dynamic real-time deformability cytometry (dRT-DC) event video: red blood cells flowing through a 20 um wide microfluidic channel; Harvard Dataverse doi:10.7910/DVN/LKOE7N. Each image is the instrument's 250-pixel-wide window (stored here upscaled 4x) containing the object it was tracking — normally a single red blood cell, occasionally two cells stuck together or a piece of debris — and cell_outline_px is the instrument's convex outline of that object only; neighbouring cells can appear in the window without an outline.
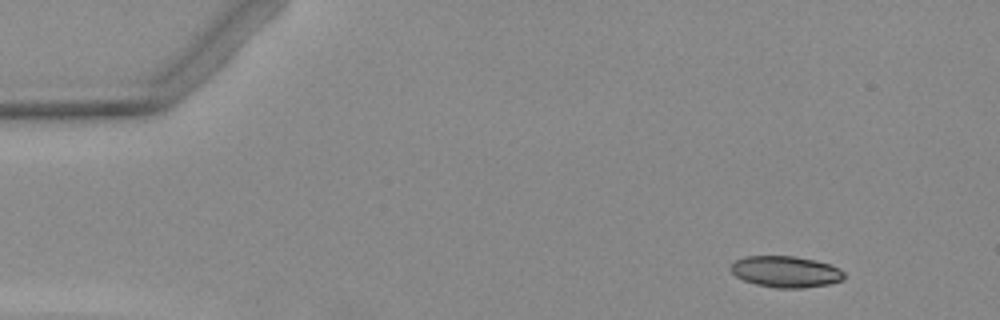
{"species": "Egyptian fruit bat (a non-hibernating species)", "species_latin": "Rousettus aegyptiacus", "temperature_condition": "warm", "stored_images_in_passage": 5, "camera_frame_rate_fps": 3000, "um_per_image_px": 0.085, "animal": {"sex": "female"}, "frame": {"image": 1, "passage_image": 1, "time_ms": 0.0, "image_size_px": [1000, 320], "cell_outline_px": [[844, 280], [828, 284], [804, 288], [776, 288], [756, 284], [744, 280], [736, 276], [732, 272], [732, 264], [736, 260], [744, 256], [792, 256], [832, 264], [840, 268], [844, 272]], "centroid_in_image_um": [66.82, 23.1], "position_along_channel_um": 18.2, "area_um2": 20.63}}
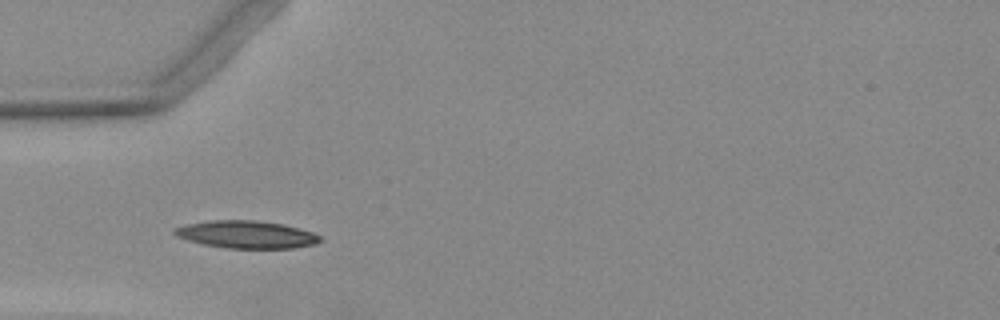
{"frame": {"image": 2, "passage_image": 4, "time_ms": 3.667, "image_size_px": [1000, 320], "cell_outline_px": [[324, 240], [316, 244], [292, 248], [228, 248], [204, 244], [188, 240], [176, 236], [172, 232], [172, 228], [188, 224], [212, 220], [256, 220], [280, 224], [312, 232], [320, 236]], "centroid_in_image_um": [20.94, 19.93], "position_along_channel_um": 64.1, "area_um2": 23.18}}
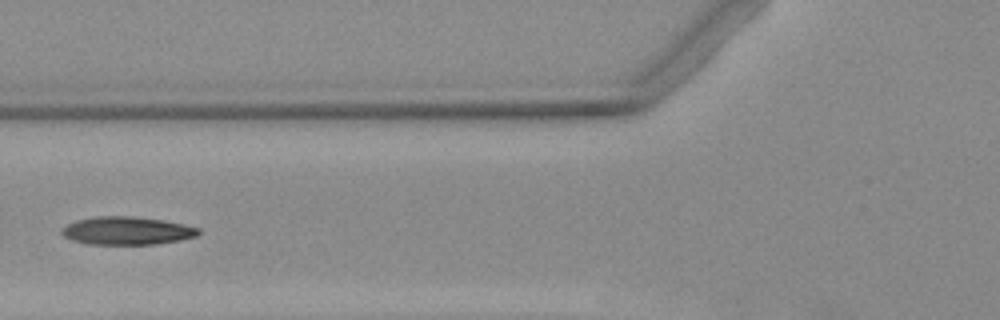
{"frame": {"image": 3, "passage_image": 5, "time_ms": 5.0, "image_size_px": [1000, 320], "cell_outline_px": [[200, 232], [196, 236], [180, 240], [156, 244], [88, 244], [72, 240], [64, 236], [60, 232], [60, 228], [76, 220], [96, 216], [132, 216], [160, 220], [184, 224], [200, 228]], "centroid_in_image_um": [10.76, 19.61], "position_along_channel_um": 115.0, "area_um2": 22.31}}